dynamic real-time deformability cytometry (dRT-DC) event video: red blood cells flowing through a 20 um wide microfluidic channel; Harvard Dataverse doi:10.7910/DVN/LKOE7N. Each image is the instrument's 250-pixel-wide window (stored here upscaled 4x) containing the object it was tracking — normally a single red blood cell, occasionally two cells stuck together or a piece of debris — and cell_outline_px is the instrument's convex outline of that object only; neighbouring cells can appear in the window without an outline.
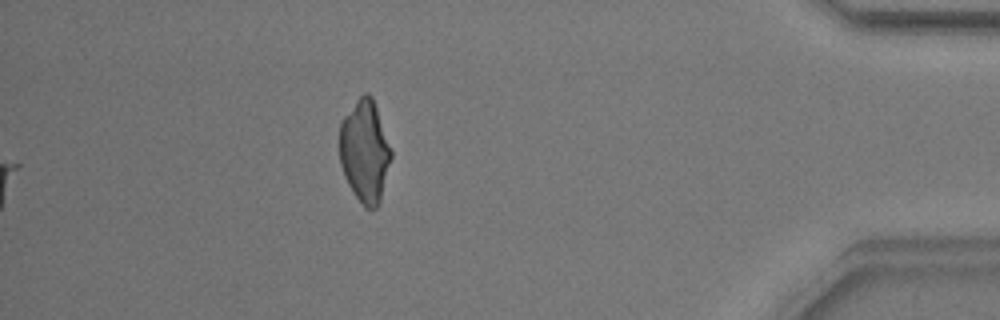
{"species": "common noctule bat (a hibernating species)", "species_latin": "Nyctalus noctula", "temperature_condition": "warm", "stored_images_in_passage": 41, "camera_frame_rate_fps": 3000, "um_per_image_px": 0.085, "animal": {"sex": "male", "body_mass_g": 17.9}, "frame": {"image": 1, "passage_image": 41, "time_ms": 13.333, "image_size_px": [1000, 320], "cell_outline_px": [[392, 156], [380, 204], [376, 208], [364, 208], [352, 192], [344, 176], [340, 164], [340, 124], [344, 116], [356, 100], [364, 92], [368, 92], [372, 96], [392, 152]], "centroid_in_image_um": [31.01, 12.89], "position_along_channel_um": 404.2, "area_um2": 30.81}}